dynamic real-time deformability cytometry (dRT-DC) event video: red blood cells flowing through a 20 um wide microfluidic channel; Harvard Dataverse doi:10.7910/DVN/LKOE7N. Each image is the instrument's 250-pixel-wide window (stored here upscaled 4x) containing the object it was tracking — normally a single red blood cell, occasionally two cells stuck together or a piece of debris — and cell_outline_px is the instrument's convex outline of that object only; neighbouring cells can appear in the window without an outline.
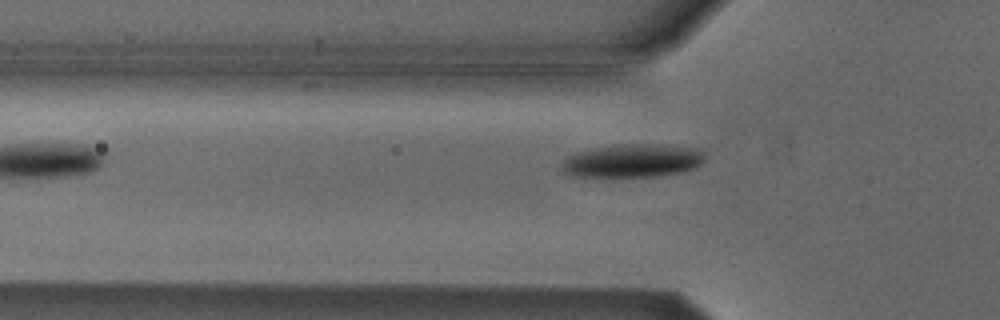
{"species": "Egyptian fruit bat (a non-hibernating species)", "species_latin": "Rousettus aegyptiacus", "temperature_condition": "cold", "stored_images_in_passage": 38, "camera_frame_rate_fps": 3000, "um_per_image_px": 0.085, "animal": {"sex": "male"}, "frame": {"image": 1, "passage_image": 2, "time_ms": 0.333, "image_size_px": [1000, 320], "cell_outline_px": [[704, 160], [696, 168], [656, 176], [572, 176], [564, 172], [560, 168], [564, 160], [568, 156], [576, 152], [596, 148], [620, 144], [668, 144], [696, 148], [704, 152]], "centroid_in_image_um": [53.78, 13.64], "position_along_channel_um": 72.0, "area_um2": 27.63}}
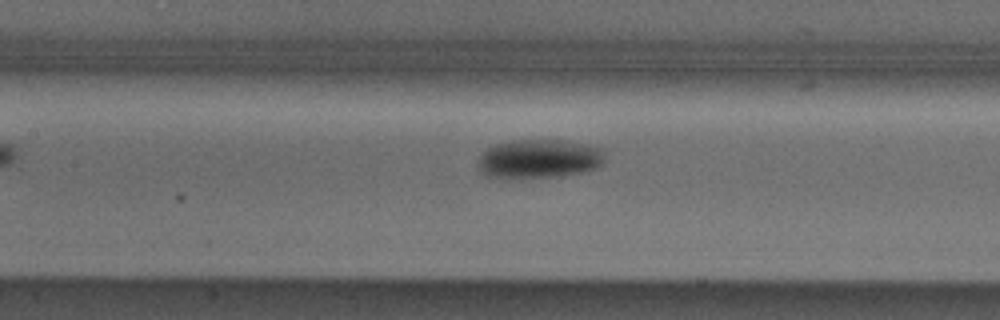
{"frame": {"image": 2, "passage_image": 9, "time_ms": 2.667, "image_size_px": [1000, 320], "cell_outline_px": [[604, 160], [596, 168], [580, 172], [560, 176], [488, 176], [480, 168], [480, 156], [488, 148], [496, 144], [516, 140], [564, 140], [604, 148]], "centroid_in_image_um": [45.9, 13.46], "position_along_channel_um": 161.5, "area_um2": 27.86}}
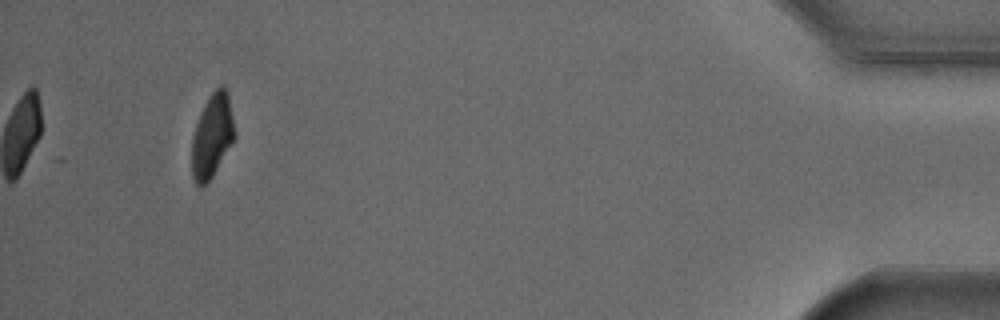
{"frame": {"image": 3, "passage_image": 35, "time_ms": 11.333, "image_size_px": [1000, 320], "cell_outline_px": [[236, 136], [232, 144], [212, 176], [204, 184], [196, 184], [192, 176], [192, 136], [200, 112], [208, 96], [220, 84], [224, 84], [228, 92], [236, 132]], "centroid_in_image_um": [18.05, 11.47], "position_along_channel_um": 417.1, "area_um2": 20.98}, "authors_computed_cell_mechanics": {"area_um2": 26.1834, "velocity_mm_per_s": 3.8237, "shape_relaxation_time_tau1_ms": 1.8675, "shape_relaxation_time_tau2_ms": null, "deformation_change_tau1": 0.1135, "deformation_change_tau2": null}}